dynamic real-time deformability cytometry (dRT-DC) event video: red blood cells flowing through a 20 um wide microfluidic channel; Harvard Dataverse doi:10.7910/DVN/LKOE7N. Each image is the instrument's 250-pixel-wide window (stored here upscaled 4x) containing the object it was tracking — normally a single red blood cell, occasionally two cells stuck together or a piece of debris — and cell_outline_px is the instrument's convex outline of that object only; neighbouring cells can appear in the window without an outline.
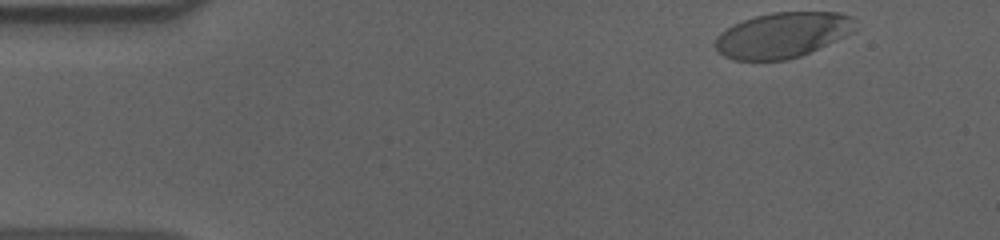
{"species": "human", "species_latin": "Homo sapiens", "temperature_condition": "cold", "stored_images_in_passage": 52, "camera_frame_rate_fps": 3000, "um_per_image_px": 0.085, "donor": {"sex": "male"}, "frame": {"image": 1, "passage_image": 1, "time_ms": 0.0, "image_size_px": [1000, 240], "cell_outline_px": [[856, 20], [852, 32], [844, 36], [800, 56], [788, 60], [732, 60], [724, 56], [712, 44], [716, 36], [720, 32], [732, 24], [756, 16], [772, 12], [840, 12], [852, 16]], "centroid_in_image_um": [66.47, 2.97], "position_along_channel_um": 18.5, "area_um2": 37.05}}
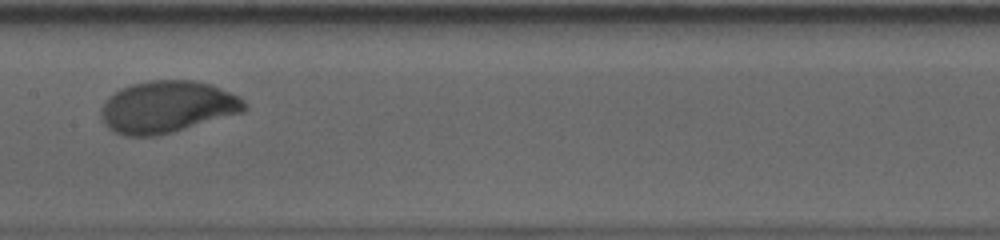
{"frame": {"image": 2, "passage_image": 24, "time_ms": 7.667, "image_size_px": [1000, 240], "cell_outline_px": [[248, 108], [244, 112], [172, 132], [156, 136], [124, 136], [112, 132], [104, 124], [100, 116], [100, 108], [108, 96], [120, 88], [132, 84], [148, 80], [196, 80], [212, 84], [240, 96], [248, 104]], "centroid_in_image_um": [14.21, 9.08], "position_along_channel_um": 193.2, "area_um2": 44.04}}
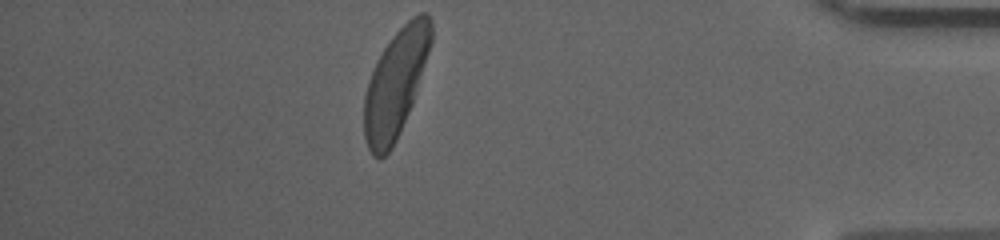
{"frame": {"image": 3, "passage_image": 45, "time_ms": 14.667, "image_size_px": [1000, 240], "cell_outline_px": [[432, 40], [412, 104], [396, 140], [392, 148], [380, 160], [372, 156], [368, 148], [364, 136], [364, 96], [368, 80], [384, 48], [392, 36], [412, 16], [420, 12], [428, 12], [432, 20]], "centroid_in_image_um": [33.62, 7.1], "position_along_channel_um": 401.6, "area_um2": 41.56}, "authors_computed_cell_mechanics": {"area_um2": 41.6449, "velocity_mm_per_s": 3.5877, "shape_relaxation_time_tau1_ms": 3.4052, "shape_relaxation_time_tau2_ms": null, "deformation_change_tau1": 0.1934, "deformation_change_tau2": null}}